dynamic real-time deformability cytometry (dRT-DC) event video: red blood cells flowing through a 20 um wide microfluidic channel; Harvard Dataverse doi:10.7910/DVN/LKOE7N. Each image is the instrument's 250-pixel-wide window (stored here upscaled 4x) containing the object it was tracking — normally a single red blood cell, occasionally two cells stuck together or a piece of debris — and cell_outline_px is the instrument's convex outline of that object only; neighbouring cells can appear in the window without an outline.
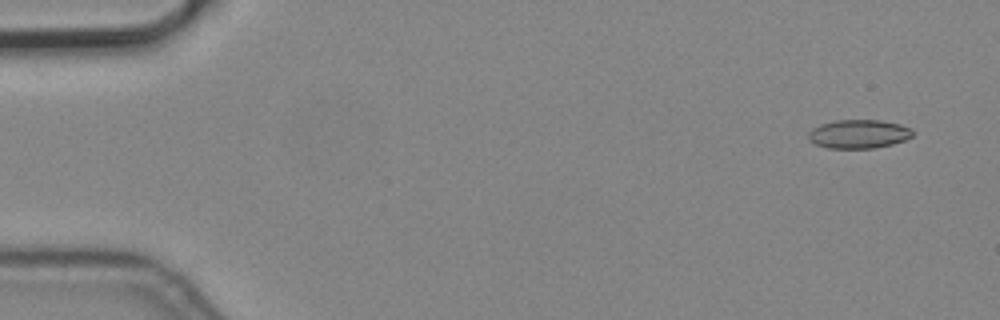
{"species": "common noctule bat (a hibernating species)", "species_latin": "Nyctalus noctula", "temperature_condition": "cold", "stored_images_in_passage": 6, "camera_frame_rate_fps": 3000, "um_per_image_px": 0.085, "animal": {"sex": "male", "body_mass_g": 19.2, "forearm_length_mm": 51.8}, "frame": {"image": 1, "passage_image": 1, "time_ms": 0.0, "image_size_px": [1000, 320], "cell_outline_px": [[912, 136], [904, 140], [892, 144], [872, 148], [828, 148], [816, 144], [808, 140], [808, 132], [812, 128], [820, 124], [836, 120], [880, 120], [900, 124], [912, 128]], "centroid_in_image_um": [72.97, 11.38], "position_along_channel_um": 12.0, "area_um2": 17.46}}